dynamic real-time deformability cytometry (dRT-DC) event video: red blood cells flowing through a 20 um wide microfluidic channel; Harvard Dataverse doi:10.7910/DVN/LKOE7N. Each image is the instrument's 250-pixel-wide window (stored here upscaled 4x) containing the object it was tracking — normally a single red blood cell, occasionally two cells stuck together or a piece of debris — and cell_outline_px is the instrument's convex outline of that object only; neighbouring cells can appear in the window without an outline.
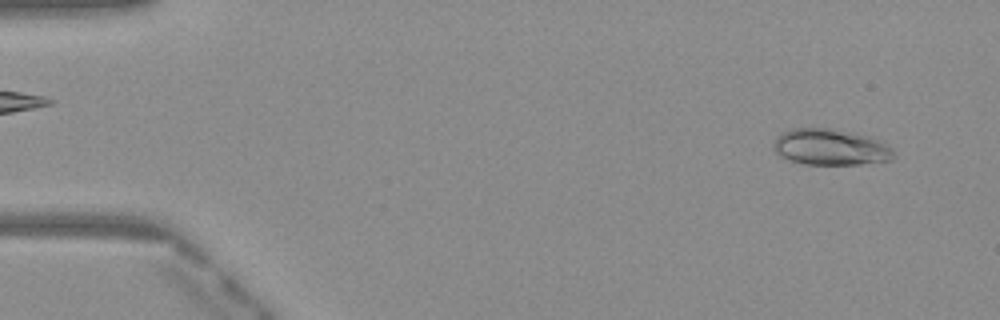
{"species": "Egyptian fruit bat (a non-hibernating species)", "species_latin": "Rousettus aegyptiacus", "temperature_condition": "warm", "stored_images_in_passage": 49, "camera_frame_rate_fps": 3000, "um_per_image_px": 0.085, "frame": {"image": 1, "passage_image": 3, "time_ms": 0.667, "image_size_px": [1000, 320], "cell_outline_px": [[896, 156], [892, 160], [860, 164], [804, 164], [788, 160], [780, 156], [772, 148], [772, 144], [776, 136], [780, 132], [792, 128], [828, 128], [852, 132], [872, 136], [880, 140], [892, 148]], "centroid_in_image_um": [70.58, 12.5], "position_along_channel_um": 14.4, "area_um2": 25.78}}
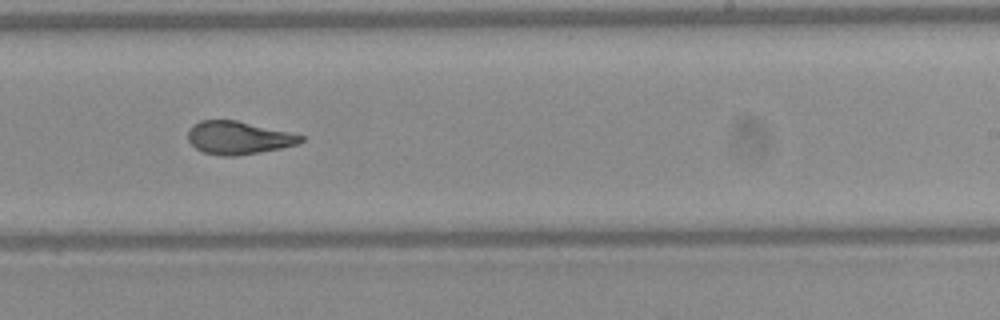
{"frame": {"image": 2, "passage_image": 30, "time_ms": 9.667, "image_size_px": [1000, 320], "cell_outline_px": [[304, 140], [296, 144], [280, 148], [236, 156], [220, 156], [204, 152], [196, 148], [188, 140], [188, 128], [192, 124], [200, 120], [236, 120], [304, 136]], "centroid_in_image_um": [20.2, 11.71], "position_along_channel_um": 268.8, "area_um2": 21.44}}
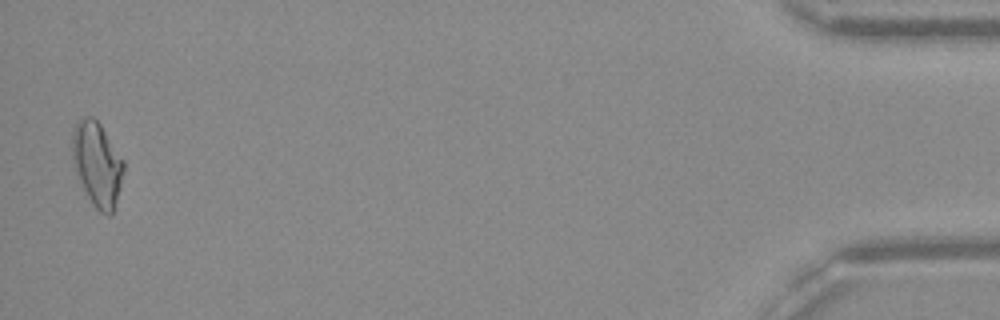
{"frame": {"image": 3, "passage_image": 48, "time_ms": 15.667, "image_size_px": [1000, 320], "cell_outline_px": [[124, 168], [116, 200], [112, 212], [108, 216], [100, 212], [96, 208], [88, 196], [80, 180], [72, 160], [72, 128], [84, 116], [92, 116], [100, 124], [124, 160]], "centroid_in_image_um": [8.25, 13.9], "position_along_channel_um": 427.0, "area_um2": 24.74}, "authors_computed_cell_mechanics": {"area_um2": 22.7154, "velocity_mm_per_s": 4.1003, "shape_relaxation_time_tau1_ms": 7.2478, "shape_relaxation_time_tau2_ms": 1.6422, "deformation_change_tau1": 0.2175, "deformation_change_tau2": 0.0753}}